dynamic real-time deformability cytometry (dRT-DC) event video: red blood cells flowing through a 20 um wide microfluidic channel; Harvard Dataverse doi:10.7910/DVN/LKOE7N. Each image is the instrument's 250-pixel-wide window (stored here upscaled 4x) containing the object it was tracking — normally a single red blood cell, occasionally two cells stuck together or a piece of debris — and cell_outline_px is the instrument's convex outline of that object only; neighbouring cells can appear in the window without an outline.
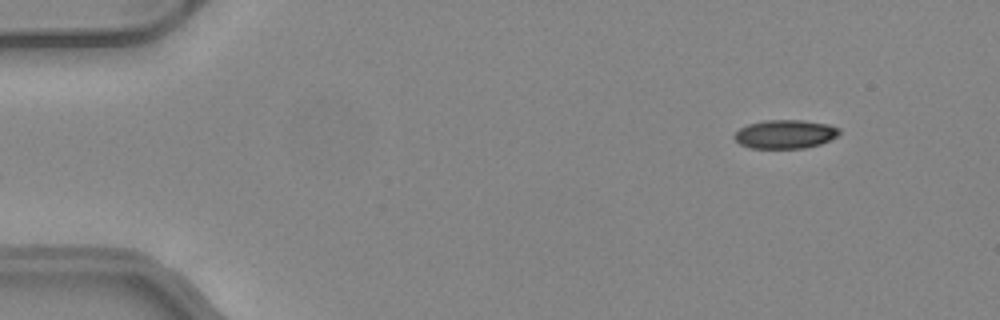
{"species": "common noctule bat (a hibernating species)", "species_latin": "Nyctalus noctula", "temperature_condition": "warm", "stored_images_in_passage": 45, "camera_frame_rate_fps": 3000, "um_per_image_px": 0.085, "animal": {"sex": "female", "body_mass_g": 24.6, "forearm_length_mm": 56.2}, "frame": {"image": 1, "passage_image": 1, "time_ms": 0.0, "image_size_px": [1000, 320], "cell_outline_px": [[840, 132], [836, 136], [820, 144], [804, 148], [752, 148], [740, 144], [732, 136], [740, 128], [748, 124], [764, 120], [804, 120], [828, 124], [840, 128]], "centroid_in_image_um": [66.73, 11.39], "position_along_channel_um": 18.3, "area_um2": 17.51}}
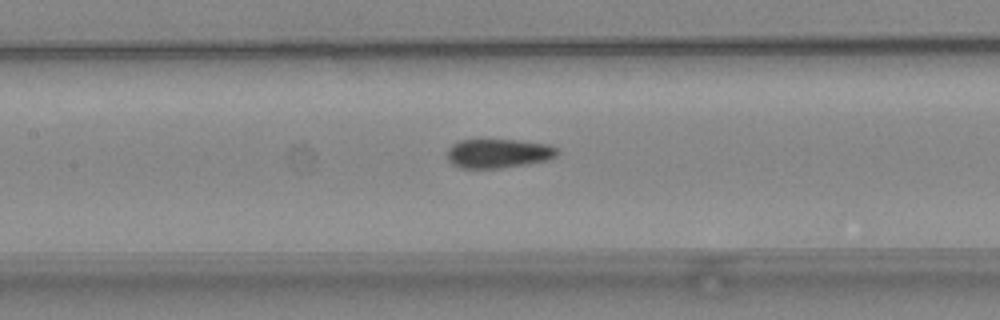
{"frame": {"image": 2, "passage_image": 19, "time_ms": 6.0, "image_size_px": [1000, 320], "cell_outline_px": [[560, 152], [552, 160], [528, 164], [500, 168], [460, 168], [452, 164], [448, 160], [448, 148], [452, 144], [460, 140], [516, 140], [548, 144], [556, 148]], "centroid_in_image_um": [42.39, 13.05], "position_along_channel_um": 165.0, "area_um2": 18.84}}
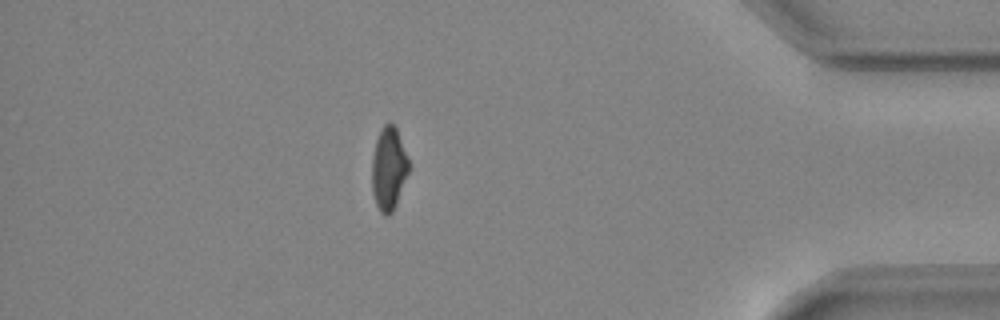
{"frame": {"image": 3, "passage_image": 39, "time_ms": 12.667, "image_size_px": [1000, 320], "cell_outline_px": [[412, 168], [396, 204], [392, 212], [388, 216], [384, 216], [380, 212], [376, 204], [372, 192], [372, 156], [376, 140], [380, 128], [384, 124], [392, 124], [396, 128]], "centroid_in_image_um": [33.06, 14.37], "position_along_channel_um": 402.1, "area_um2": 18.15}, "authors_computed_cell_mechanics": {"area_um2": 19.0162, "velocity_mm_per_s": 4.1718, "shape_relaxation_time_tau1_ms": 9.9374, "shape_relaxation_time_tau2_ms": 1.312, "deformation_change_tau1": 0.1984, "deformation_change_tau2": 0.0626}}